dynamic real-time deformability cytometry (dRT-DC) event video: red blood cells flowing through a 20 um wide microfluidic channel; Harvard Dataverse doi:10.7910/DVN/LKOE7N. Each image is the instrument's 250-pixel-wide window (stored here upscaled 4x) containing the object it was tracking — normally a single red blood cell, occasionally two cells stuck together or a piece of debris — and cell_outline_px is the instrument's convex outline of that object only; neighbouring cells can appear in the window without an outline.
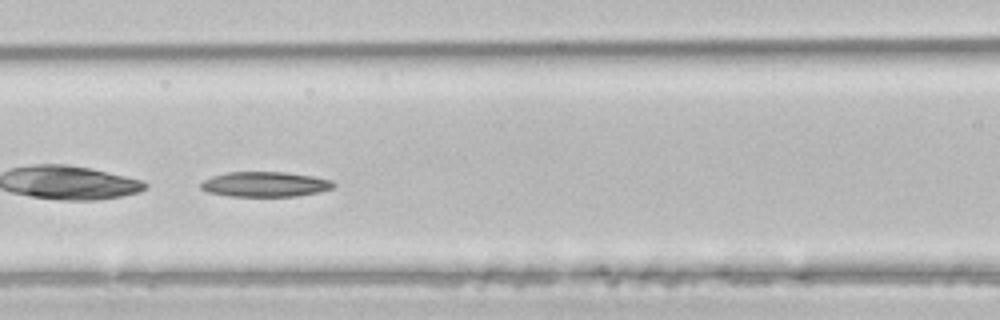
{"species": "common noctule bat (a hibernating species)", "species_latin": "Nyctalus noctula", "temperature_condition": "room temperature", "stored_images_in_passage": 41, "camera_frame_rate_fps": 3000, "um_per_image_px": 0.085, "animal": {"sex": "male", "body_mass_g": 21.5, "forearm_length_mm": 52.0}, "frame": {"image": 1, "passage_image": 18, "time_ms": 5.667, "image_size_px": [1000, 320], "cell_outline_px": [[332, 184], [328, 188], [312, 192], [288, 196], [244, 196], [216, 192], [204, 188], [204, 184], [208, 180], [220, 176], [236, 172], [276, 172], [304, 176], [324, 180]], "centroid_in_image_um": [22.53, 15.66], "position_along_channel_um": 144.1, "area_um2": 17.05}}